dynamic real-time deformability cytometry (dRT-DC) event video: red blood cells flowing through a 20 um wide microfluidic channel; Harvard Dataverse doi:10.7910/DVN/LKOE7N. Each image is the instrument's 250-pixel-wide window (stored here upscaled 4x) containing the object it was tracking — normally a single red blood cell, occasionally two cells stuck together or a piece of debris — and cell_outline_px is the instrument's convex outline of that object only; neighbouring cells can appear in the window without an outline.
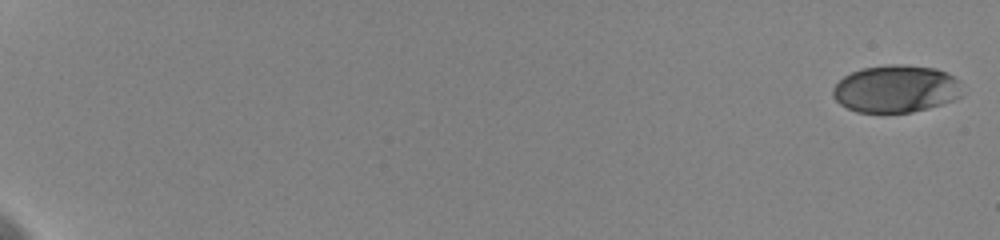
{"species": "human", "species_latin": "Homo sapiens", "temperature_condition": "cold", "stored_images_in_passage": 18, "camera_frame_rate_fps": 3000, "um_per_image_px": 0.085, "donor": {"sex": "female"}, "frame": {"image": 1, "passage_image": 1, "time_ms": 0.0, "image_size_px": [1000, 240], "cell_outline_px": [[960, 96], [952, 100], [940, 104], [912, 112], [856, 112], [840, 104], [832, 96], [832, 88], [844, 76], [860, 68], [888, 64], [904, 64], [936, 68], [960, 80]], "centroid_in_image_um": [76.12, 7.53], "position_along_channel_um": 8.9, "area_um2": 35.66}}
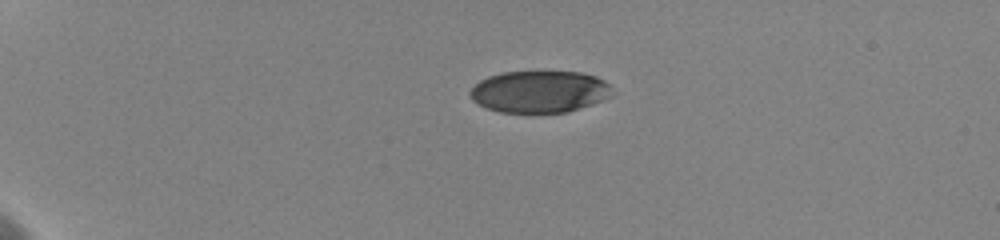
{"frame": {"image": 2, "passage_image": 11, "time_ms": 5.0, "image_size_px": [1000, 240], "cell_outline_px": [[612, 96], [592, 104], [568, 112], [500, 112], [488, 108], [472, 100], [468, 92], [480, 80], [488, 76], [500, 72], [580, 72], [596, 76], [604, 80], [608, 84]], "centroid_in_image_um": [45.85, 7.78], "position_along_channel_um": 39.2, "area_um2": 34.51}}